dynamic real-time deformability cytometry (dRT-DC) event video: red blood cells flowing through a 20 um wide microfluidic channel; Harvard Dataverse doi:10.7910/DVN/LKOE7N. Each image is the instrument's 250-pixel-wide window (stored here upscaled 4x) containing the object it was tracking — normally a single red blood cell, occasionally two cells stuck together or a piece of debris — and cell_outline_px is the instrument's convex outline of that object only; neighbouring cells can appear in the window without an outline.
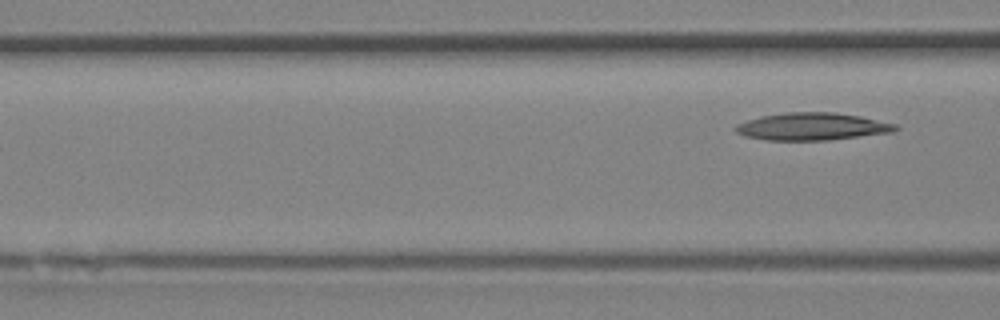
{"species": "Egyptian fruit bat (a non-hibernating species)", "species_latin": "Rousettus aegyptiacus", "temperature_condition": "room temperature", "stored_images_in_passage": 6, "camera_frame_rate_fps": 3000, "um_per_image_px": 0.085, "animal": {"sex": "female"}, "frame": {"image": 1, "passage_image": 6, "time_ms": 1.667, "image_size_px": [1000, 320], "cell_outline_px": [[900, 128], [892, 132], [828, 140], [764, 140], [744, 136], [736, 132], [732, 128], [736, 124], [760, 116], [784, 112], [836, 112], [860, 116], [896, 124]], "centroid_in_image_um": [68.99, 10.75], "position_along_channel_um": 97.6, "area_um2": 25.66}}